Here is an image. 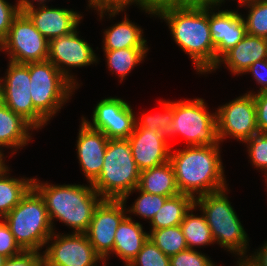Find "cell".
Returning a JSON list of instances; mask_svg holds the SVG:
<instances>
[{"instance_id": "obj_4", "label": "cell", "mask_w": 267, "mask_h": 266, "mask_svg": "<svg viewBox=\"0 0 267 266\" xmlns=\"http://www.w3.org/2000/svg\"><path fill=\"white\" fill-rule=\"evenodd\" d=\"M228 187L195 198L198 211H202L215 244L244 260L249 251V237L239 216L229 201Z\"/></svg>"}, {"instance_id": "obj_34", "label": "cell", "mask_w": 267, "mask_h": 266, "mask_svg": "<svg viewBox=\"0 0 267 266\" xmlns=\"http://www.w3.org/2000/svg\"><path fill=\"white\" fill-rule=\"evenodd\" d=\"M132 266H170V257L165 255L149 238L137 256L130 262Z\"/></svg>"}, {"instance_id": "obj_28", "label": "cell", "mask_w": 267, "mask_h": 266, "mask_svg": "<svg viewBox=\"0 0 267 266\" xmlns=\"http://www.w3.org/2000/svg\"><path fill=\"white\" fill-rule=\"evenodd\" d=\"M196 210L197 206L195 204L192 205L180 224L188 249L194 250L195 248H202L203 246L206 247L215 244L203 212H200V216L198 213L193 214Z\"/></svg>"}, {"instance_id": "obj_15", "label": "cell", "mask_w": 267, "mask_h": 266, "mask_svg": "<svg viewBox=\"0 0 267 266\" xmlns=\"http://www.w3.org/2000/svg\"><path fill=\"white\" fill-rule=\"evenodd\" d=\"M127 215L125 203L122 200L103 199L95 208L85 234L102 259L107 261L110 259L116 230Z\"/></svg>"}, {"instance_id": "obj_5", "label": "cell", "mask_w": 267, "mask_h": 266, "mask_svg": "<svg viewBox=\"0 0 267 266\" xmlns=\"http://www.w3.org/2000/svg\"><path fill=\"white\" fill-rule=\"evenodd\" d=\"M3 220L24 251L41 252L54 233L44 199L33 186Z\"/></svg>"}, {"instance_id": "obj_29", "label": "cell", "mask_w": 267, "mask_h": 266, "mask_svg": "<svg viewBox=\"0 0 267 266\" xmlns=\"http://www.w3.org/2000/svg\"><path fill=\"white\" fill-rule=\"evenodd\" d=\"M134 192H139V196L135 199L134 203L127 208V199H129V196ZM168 198L169 197L166 196L144 192L136 187L121 200L125 203L127 214H129L127 216H132V214L135 216L137 215L139 218L149 220L147 222H150Z\"/></svg>"}, {"instance_id": "obj_43", "label": "cell", "mask_w": 267, "mask_h": 266, "mask_svg": "<svg viewBox=\"0 0 267 266\" xmlns=\"http://www.w3.org/2000/svg\"><path fill=\"white\" fill-rule=\"evenodd\" d=\"M210 5V0H172V8L201 7Z\"/></svg>"}, {"instance_id": "obj_48", "label": "cell", "mask_w": 267, "mask_h": 266, "mask_svg": "<svg viewBox=\"0 0 267 266\" xmlns=\"http://www.w3.org/2000/svg\"><path fill=\"white\" fill-rule=\"evenodd\" d=\"M236 266H250V265L244 260H237Z\"/></svg>"}, {"instance_id": "obj_45", "label": "cell", "mask_w": 267, "mask_h": 266, "mask_svg": "<svg viewBox=\"0 0 267 266\" xmlns=\"http://www.w3.org/2000/svg\"><path fill=\"white\" fill-rule=\"evenodd\" d=\"M226 1L227 0H210V6L220 8L222 5H224V3H226ZM236 1L238 2V6L241 8L249 4L252 0H236Z\"/></svg>"}, {"instance_id": "obj_16", "label": "cell", "mask_w": 267, "mask_h": 266, "mask_svg": "<svg viewBox=\"0 0 267 266\" xmlns=\"http://www.w3.org/2000/svg\"><path fill=\"white\" fill-rule=\"evenodd\" d=\"M47 4H29L21 7V10L48 41L73 32L84 19L83 14L81 15L79 11L49 7Z\"/></svg>"}, {"instance_id": "obj_49", "label": "cell", "mask_w": 267, "mask_h": 266, "mask_svg": "<svg viewBox=\"0 0 267 266\" xmlns=\"http://www.w3.org/2000/svg\"><path fill=\"white\" fill-rule=\"evenodd\" d=\"M106 261H107L106 259H102L101 262H99V264L97 263L95 266H99L100 263L102 264V265H100V266H107V263H108V262H106Z\"/></svg>"}, {"instance_id": "obj_36", "label": "cell", "mask_w": 267, "mask_h": 266, "mask_svg": "<svg viewBox=\"0 0 267 266\" xmlns=\"http://www.w3.org/2000/svg\"><path fill=\"white\" fill-rule=\"evenodd\" d=\"M24 250L16 242L9 226L0 219V255L6 258L19 255Z\"/></svg>"}, {"instance_id": "obj_11", "label": "cell", "mask_w": 267, "mask_h": 266, "mask_svg": "<svg viewBox=\"0 0 267 266\" xmlns=\"http://www.w3.org/2000/svg\"><path fill=\"white\" fill-rule=\"evenodd\" d=\"M215 112L220 143L227 140V137L243 143L259 132L253 94L243 93L242 96L219 105Z\"/></svg>"}, {"instance_id": "obj_51", "label": "cell", "mask_w": 267, "mask_h": 266, "mask_svg": "<svg viewBox=\"0 0 267 266\" xmlns=\"http://www.w3.org/2000/svg\"><path fill=\"white\" fill-rule=\"evenodd\" d=\"M6 158L0 155V167L5 163Z\"/></svg>"}, {"instance_id": "obj_14", "label": "cell", "mask_w": 267, "mask_h": 266, "mask_svg": "<svg viewBox=\"0 0 267 266\" xmlns=\"http://www.w3.org/2000/svg\"><path fill=\"white\" fill-rule=\"evenodd\" d=\"M131 105L119 97L101 99L93 109L92 121L81 119L92 129L101 131L108 139H128L136 125Z\"/></svg>"}, {"instance_id": "obj_30", "label": "cell", "mask_w": 267, "mask_h": 266, "mask_svg": "<svg viewBox=\"0 0 267 266\" xmlns=\"http://www.w3.org/2000/svg\"><path fill=\"white\" fill-rule=\"evenodd\" d=\"M149 239L169 257L188 249L180 225L150 230Z\"/></svg>"}, {"instance_id": "obj_24", "label": "cell", "mask_w": 267, "mask_h": 266, "mask_svg": "<svg viewBox=\"0 0 267 266\" xmlns=\"http://www.w3.org/2000/svg\"><path fill=\"white\" fill-rule=\"evenodd\" d=\"M137 188L147 193L169 198L180 194L170 161L140 172Z\"/></svg>"}, {"instance_id": "obj_12", "label": "cell", "mask_w": 267, "mask_h": 266, "mask_svg": "<svg viewBox=\"0 0 267 266\" xmlns=\"http://www.w3.org/2000/svg\"><path fill=\"white\" fill-rule=\"evenodd\" d=\"M43 253V266H95L102 258L85 233H59L47 240Z\"/></svg>"}, {"instance_id": "obj_35", "label": "cell", "mask_w": 267, "mask_h": 266, "mask_svg": "<svg viewBox=\"0 0 267 266\" xmlns=\"http://www.w3.org/2000/svg\"><path fill=\"white\" fill-rule=\"evenodd\" d=\"M209 255L198 249H186L170 256V266H219L212 261Z\"/></svg>"}, {"instance_id": "obj_33", "label": "cell", "mask_w": 267, "mask_h": 266, "mask_svg": "<svg viewBox=\"0 0 267 266\" xmlns=\"http://www.w3.org/2000/svg\"><path fill=\"white\" fill-rule=\"evenodd\" d=\"M242 144L246 145L249 161L256 168L255 170L259 169L265 173L267 171V134L258 132Z\"/></svg>"}, {"instance_id": "obj_21", "label": "cell", "mask_w": 267, "mask_h": 266, "mask_svg": "<svg viewBox=\"0 0 267 266\" xmlns=\"http://www.w3.org/2000/svg\"><path fill=\"white\" fill-rule=\"evenodd\" d=\"M263 59H267V38L246 34L218 60L210 73L222 68L221 64H224L231 74L241 76L254 62Z\"/></svg>"}, {"instance_id": "obj_26", "label": "cell", "mask_w": 267, "mask_h": 266, "mask_svg": "<svg viewBox=\"0 0 267 266\" xmlns=\"http://www.w3.org/2000/svg\"><path fill=\"white\" fill-rule=\"evenodd\" d=\"M149 47H133L118 50H103L107 69L118 75L120 83L127 78L135 67L144 62Z\"/></svg>"}, {"instance_id": "obj_52", "label": "cell", "mask_w": 267, "mask_h": 266, "mask_svg": "<svg viewBox=\"0 0 267 266\" xmlns=\"http://www.w3.org/2000/svg\"><path fill=\"white\" fill-rule=\"evenodd\" d=\"M264 175H265V180H266V181H264V182H265L266 187H267V171L264 173ZM266 190H267V188H266Z\"/></svg>"}, {"instance_id": "obj_9", "label": "cell", "mask_w": 267, "mask_h": 266, "mask_svg": "<svg viewBox=\"0 0 267 266\" xmlns=\"http://www.w3.org/2000/svg\"><path fill=\"white\" fill-rule=\"evenodd\" d=\"M5 76L0 78V100L21 115L38 131L49 123L34 107L30 92L29 63L8 60Z\"/></svg>"}, {"instance_id": "obj_27", "label": "cell", "mask_w": 267, "mask_h": 266, "mask_svg": "<svg viewBox=\"0 0 267 266\" xmlns=\"http://www.w3.org/2000/svg\"><path fill=\"white\" fill-rule=\"evenodd\" d=\"M195 204V199L188 194H178L168 198L149 222L150 230L163 229L180 225L186 212Z\"/></svg>"}, {"instance_id": "obj_10", "label": "cell", "mask_w": 267, "mask_h": 266, "mask_svg": "<svg viewBox=\"0 0 267 266\" xmlns=\"http://www.w3.org/2000/svg\"><path fill=\"white\" fill-rule=\"evenodd\" d=\"M0 52L15 63L42 62L48 59L49 41L21 10L12 20L7 37L0 44Z\"/></svg>"}, {"instance_id": "obj_20", "label": "cell", "mask_w": 267, "mask_h": 266, "mask_svg": "<svg viewBox=\"0 0 267 266\" xmlns=\"http://www.w3.org/2000/svg\"><path fill=\"white\" fill-rule=\"evenodd\" d=\"M76 140L77 158L88 183H92L103 167L109 139L98 130L90 128L82 119Z\"/></svg>"}, {"instance_id": "obj_17", "label": "cell", "mask_w": 267, "mask_h": 266, "mask_svg": "<svg viewBox=\"0 0 267 266\" xmlns=\"http://www.w3.org/2000/svg\"><path fill=\"white\" fill-rule=\"evenodd\" d=\"M127 8L129 6H100L93 9L94 12L98 13L100 20L103 17L108 16L111 20L112 18L124 12L125 15L122 21L111 24L110 27L104 30L103 34V50H118L133 47H148V42L144 37L143 29L132 22L127 16ZM105 15V16H104ZM128 17V18H127Z\"/></svg>"}, {"instance_id": "obj_47", "label": "cell", "mask_w": 267, "mask_h": 266, "mask_svg": "<svg viewBox=\"0 0 267 266\" xmlns=\"http://www.w3.org/2000/svg\"><path fill=\"white\" fill-rule=\"evenodd\" d=\"M87 2H88L87 6L89 8H95V7L103 6V0H87Z\"/></svg>"}, {"instance_id": "obj_8", "label": "cell", "mask_w": 267, "mask_h": 266, "mask_svg": "<svg viewBox=\"0 0 267 266\" xmlns=\"http://www.w3.org/2000/svg\"><path fill=\"white\" fill-rule=\"evenodd\" d=\"M203 98L174 101V118L169 140L183 137L187 146L218 145L216 112L211 113Z\"/></svg>"}, {"instance_id": "obj_31", "label": "cell", "mask_w": 267, "mask_h": 266, "mask_svg": "<svg viewBox=\"0 0 267 266\" xmlns=\"http://www.w3.org/2000/svg\"><path fill=\"white\" fill-rule=\"evenodd\" d=\"M161 112L163 113H143L140 117L135 118V128H145L153 132H159L169 141V129L174 118V101L160 100Z\"/></svg>"}, {"instance_id": "obj_32", "label": "cell", "mask_w": 267, "mask_h": 266, "mask_svg": "<svg viewBox=\"0 0 267 266\" xmlns=\"http://www.w3.org/2000/svg\"><path fill=\"white\" fill-rule=\"evenodd\" d=\"M248 11L244 16L247 34L267 38V2L252 0L245 5Z\"/></svg>"}, {"instance_id": "obj_50", "label": "cell", "mask_w": 267, "mask_h": 266, "mask_svg": "<svg viewBox=\"0 0 267 266\" xmlns=\"http://www.w3.org/2000/svg\"><path fill=\"white\" fill-rule=\"evenodd\" d=\"M6 257L0 255V266L4 265V262L6 261Z\"/></svg>"}, {"instance_id": "obj_1", "label": "cell", "mask_w": 267, "mask_h": 266, "mask_svg": "<svg viewBox=\"0 0 267 266\" xmlns=\"http://www.w3.org/2000/svg\"><path fill=\"white\" fill-rule=\"evenodd\" d=\"M165 21L170 35L192 61L197 74H209L216 66V51L209 28V5L170 8L155 16Z\"/></svg>"}, {"instance_id": "obj_19", "label": "cell", "mask_w": 267, "mask_h": 266, "mask_svg": "<svg viewBox=\"0 0 267 266\" xmlns=\"http://www.w3.org/2000/svg\"><path fill=\"white\" fill-rule=\"evenodd\" d=\"M131 153L140 172L169 161L171 145L159 132L134 128L128 138Z\"/></svg>"}, {"instance_id": "obj_41", "label": "cell", "mask_w": 267, "mask_h": 266, "mask_svg": "<svg viewBox=\"0 0 267 266\" xmlns=\"http://www.w3.org/2000/svg\"><path fill=\"white\" fill-rule=\"evenodd\" d=\"M133 4L142 12L150 14V18L160 10L172 8V0H135Z\"/></svg>"}, {"instance_id": "obj_38", "label": "cell", "mask_w": 267, "mask_h": 266, "mask_svg": "<svg viewBox=\"0 0 267 266\" xmlns=\"http://www.w3.org/2000/svg\"><path fill=\"white\" fill-rule=\"evenodd\" d=\"M3 266H43V253L23 251L19 255L8 257Z\"/></svg>"}, {"instance_id": "obj_46", "label": "cell", "mask_w": 267, "mask_h": 266, "mask_svg": "<svg viewBox=\"0 0 267 266\" xmlns=\"http://www.w3.org/2000/svg\"><path fill=\"white\" fill-rule=\"evenodd\" d=\"M51 0H17L15 2H18L20 7H23L25 5L34 4V2L38 3H48Z\"/></svg>"}, {"instance_id": "obj_18", "label": "cell", "mask_w": 267, "mask_h": 266, "mask_svg": "<svg viewBox=\"0 0 267 266\" xmlns=\"http://www.w3.org/2000/svg\"><path fill=\"white\" fill-rule=\"evenodd\" d=\"M209 28L216 51V65L218 60L247 34L244 17L239 9L221 10L209 5Z\"/></svg>"}, {"instance_id": "obj_6", "label": "cell", "mask_w": 267, "mask_h": 266, "mask_svg": "<svg viewBox=\"0 0 267 266\" xmlns=\"http://www.w3.org/2000/svg\"><path fill=\"white\" fill-rule=\"evenodd\" d=\"M128 139H109L100 175L91 183L103 199L121 200L139 182Z\"/></svg>"}, {"instance_id": "obj_40", "label": "cell", "mask_w": 267, "mask_h": 266, "mask_svg": "<svg viewBox=\"0 0 267 266\" xmlns=\"http://www.w3.org/2000/svg\"><path fill=\"white\" fill-rule=\"evenodd\" d=\"M247 73L251 74L259 85L257 93L267 91V59L254 62L243 74Z\"/></svg>"}, {"instance_id": "obj_42", "label": "cell", "mask_w": 267, "mask_h": 266, "mask_svg": "<svg viewBox=\"0 0 267 266\" xmlns=\"http://www.w3.org/2000/svg\"><path fill=\"white\" fill-rule=\"evenodd\" d=\"M244 259L250 266H267V241Z\"/></svg>"}, {"instance_id": "obj_37", "label": "cell", "mask_w": 267, "mask_h": 266, "mask_svg": "<svg viewBox=\"0 0 267 266\" xmlns=\"http://www.w3.org/2000/svg\"><path fill=\"white\" fill-rule=\"evenodd\" d=\"M20 11L18 2L12 5L7 0H0V44L7 37L12 20Z\"/></svg>"}, {"instance_id": "obj_44", "label": "cell", "mask_w": 267, "mask_h": 266, "mask_svg": "<svg viewBox=\"0 0 267 266\" xmlns=\"http://www.w3.org/2000/svg\"><path fill=\"white\" fill-rule=\"evenodd\" d=\"M135 0H103V6H131Z\"/></svg>"}, {"instance_id": "obj_3", "label": "cell", "mask_w": 267, "mask_h": 266, "mask_svg": "<svg viewBox=\"0 0 267 266\" xmlns=\"http://www.w3.org/2000/svg\"><path fill=\"white\" fill-rule=\"evenodd\" d=\"M33 187L44 199L54 232L57 219L72 233H86L95 208L103 200L91 183L56 185L33 177Z\"/></svg>"}, {"instance_id": "obj_7", "label": "cell", "mask_w": 267, "mask_h": 266, "mask_svg": "<svg viewBox=\"0 0 267 266\" xmlns=\"http://www.w3.org/2000/svg\"><path fill=\"white\" fill-rule=\"evenodd\" d=\"M29 75L33 107L50 122L77 88L48 60L30 62Z\"/></svg>"}, {"instance_id": "obj_2", "label": "cell", "mask_w": 267, "mask_h": 266, "mask_svg": "<svg viewBox=\"0 0 267 266\" xmlns=\"http://www.w3.org/2000/svg\"><path fill=\"white\" fill-rule=\"evenodd\" d=\"M220 145L171 148L169 161L180 193L195 199L228 187Z\"/></svg>"}, {"instance_id": "obj_13", "label": "cell", "mask_w": 267, "mask_h": 266, "mask_svg": "<svg viewBox=\"0 0 267 266\" xmlns=\"http://www.w3.org/2000/svg\"><path fill=\"white\" fill-rule=\"evenodd\" d=\"M78 27L71 33L54 38L49 41L48 61L78 89L81 84L77 77L71 73L73 68H82L91 64H98L95 50L82 37L79 36ZM82 38V39H81ZM71 67V68H70Z\"/></svg>"}, {"instance_id": "obj_25", "label": "cell", "mask_w": 267, "mask_h": 266, "mask_svg": "<svg viewBox=\"0 0 267 266\" xmlns=\"http://www.w3.org/2000/svg\"><path fill=\"white\" fill-rule=\"evenodd\" d=\"M9 165L0 167V219H3L33 186V178L10 176Z\"/></svg>"}, {"instance_id": "obj_22", "label": "cell", "mask_w": 267, "mask_h": 266, "mask_svg": "<svg viewBox=\"0 0 267 266\" xmlns=\"http://www.w3.org/2000/svg\"><path fill=\"white\" fill-rule=\"evenodd\" d=\"M36 130L21 115L14 113L0 100V155L4 158V148L10 150L12 155L30 144L32 132ZM31 131V133H30ZM3 147V148H2Z\"/></svg>"}, {"instance_id": "obj_23", "label": "cell", "mask_w": 267, "mask_h": 266, "mask_svg": "<svg viewBox=\"0 0 267 266\" xmlns=\"http://www.w3.org/2000/svg\"><path fill=\"white\" fill-rule=\"evenodd\" d=\"M135 221L132 216H126L114 236V248L110 256L114 254L124 263H130L149 238V232L143 230L144 227L140 222Z\"/></svg>"}, {"instance_id": "obj_39", "label": "cell", "mask_w": 267, "mask_h": 266, "mask_svg": "<svg viewBox=\"0 0 267 266\" xmlns=\"http://www.w3.org/2000/svg\"><path fill=\"white\" fill-rule=\"evenodd\" d=\"M247 93L253 94L255 99L259 133L267 134V91L256 93L254 90H250Z\"/></svg>"}, {"instance_id": "obj_53", "label": "cell", "mask_w": 267, "mask_h": 266, "mask_svg": "<svg viewBox=\"0 0 267 266\" xmlns=\"http://www.w3.org/2000/svg\"><path fill=\"white\" fill-rule=\"evenodd\" d=\"M124 266H132L130 263H125Z\"/></svg>"}]
</instances>
